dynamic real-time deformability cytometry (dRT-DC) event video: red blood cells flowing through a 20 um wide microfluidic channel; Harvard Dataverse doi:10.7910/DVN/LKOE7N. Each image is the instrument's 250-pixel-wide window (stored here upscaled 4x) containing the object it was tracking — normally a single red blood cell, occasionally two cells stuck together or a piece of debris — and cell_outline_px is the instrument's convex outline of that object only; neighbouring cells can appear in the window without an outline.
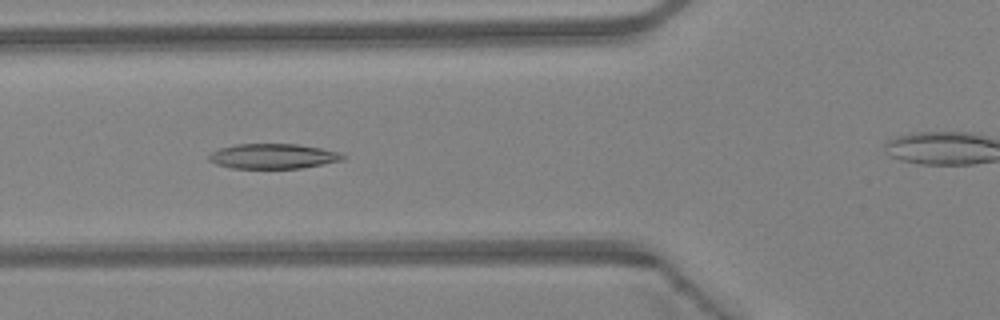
{"species": "Egyptian fruit bat (a non-hibernating species)", "species_latin": "Rousettus aegyptiacus", "temperature_condition": "warm", "stored_images_in_passage": 47, "camera_frame_rate_fps": 3000, "um_per_image_px": 0.085, "animal": {"sex": "female"}, "frame": {"image": 1, "passage_image": 18, "time_ms": 5.667, "image_size_px": [1000, 320], "cell_outline_px": [[348, 156], [344, 160], [300, 168], [232, 168], [216, 164], [208, 160], [208, 156], [212, 152], [220, 148], [236, 144], [296, 144], [320, 148], [340, 152]], "centroid_in_image_um": [23.23, 13.28], "position_along_channel_um": 102.6, "area_um2": 19.48}}
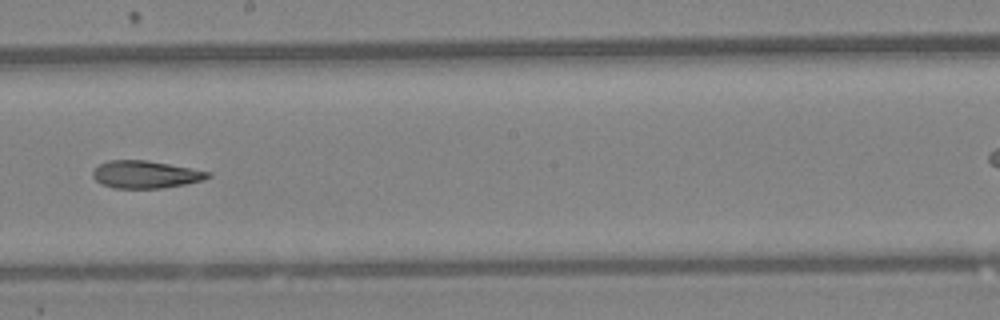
{"frame": {"image": 2, "passage_image": 27, "time_ms": 8.667, "image_size_px": [1000, 320], "cell_outline_px": [[212, 176], [204, 180], [184, 184], [160, 188], [112, 188], [100, 184], [92, 176], [92, 172], [100, 164], [108, 160], [148, 160], [212, 172]], "centroid_in_image_um": [12.37, 14.83], "position_along_channel_um": 235.8, "area_um2": 18.5}}
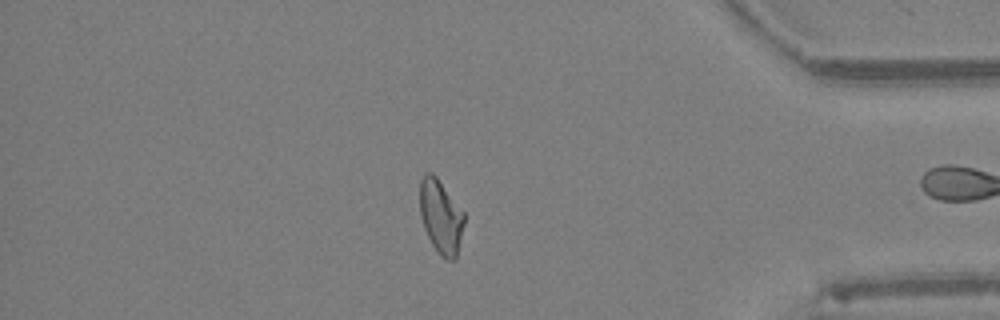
{"frame": {"image": 3, "passage_image": 40, "time_ms": 13.0, "image_size_px": [1000, 320], "cell_outline_px": [[464, 224], [456, 260], [448, 260], [440, 256], [432, 244], [424, 228], [420, 212], [420, 180], [424, 172], [432, 172], [436, 176], [464, 212]], "centroid_in_image_um": [37.47, 18.41], "position_along_channel_um": 397.7, "area_um2": 19.07}, "authors_computed_cell_mechanics": {"area_um2": 19.4786, "velocity_mm_per_s": 4.4543, "shape_relaxation_time_tau1_ms": null, "shape_relaxation_time_tau2_ms": 9.1058, "deformation_change_tau1": null, "deformation_change_tau2": 0.2085}}